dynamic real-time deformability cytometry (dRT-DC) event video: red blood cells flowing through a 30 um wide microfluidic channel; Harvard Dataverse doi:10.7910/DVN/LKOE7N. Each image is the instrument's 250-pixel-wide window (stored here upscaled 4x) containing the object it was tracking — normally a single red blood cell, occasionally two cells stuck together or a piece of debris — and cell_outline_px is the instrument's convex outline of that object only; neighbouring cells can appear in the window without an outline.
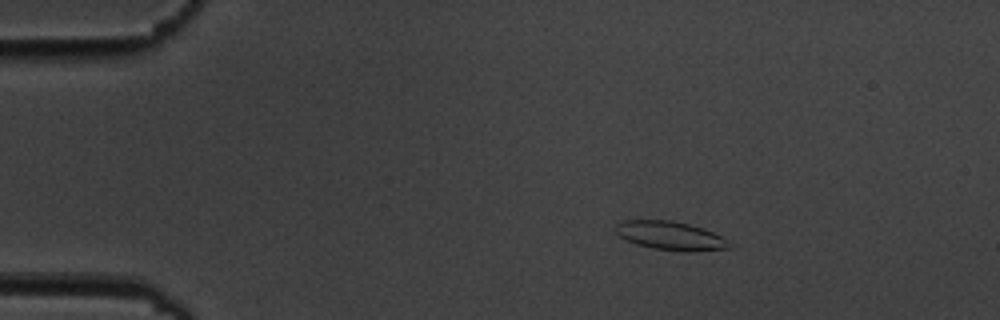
{"species": "common noctule bat (a hibernating species)", "species_latin": "Nyctalus noctula", "temperature_condition": "cold", "stored_images_in_passage": 5, "camera_frame_rate_fps": 3000, "um_per_image_px": 0.085, "animal": {"sex": "male", "body_mass_g": 19.5, "forearm_length_mm": 54.6}, "frame": {"image": 1, "passage_image": 3, "time_ms": 2.333, "image_size_px": [1000, 320], "cell_outline_px": [[732, 248], [692, 252], [680, 252], [652, 248], [636, 244], [620, 236], [616, 232], [616, 224], [624, 220], [672, 220], [688, 224], [712, 232], [728, 240]], "centroid_in_image_um": [57.0, 20.05], "position_along_channel_um": 28.0, "area_um2": 18.96}}